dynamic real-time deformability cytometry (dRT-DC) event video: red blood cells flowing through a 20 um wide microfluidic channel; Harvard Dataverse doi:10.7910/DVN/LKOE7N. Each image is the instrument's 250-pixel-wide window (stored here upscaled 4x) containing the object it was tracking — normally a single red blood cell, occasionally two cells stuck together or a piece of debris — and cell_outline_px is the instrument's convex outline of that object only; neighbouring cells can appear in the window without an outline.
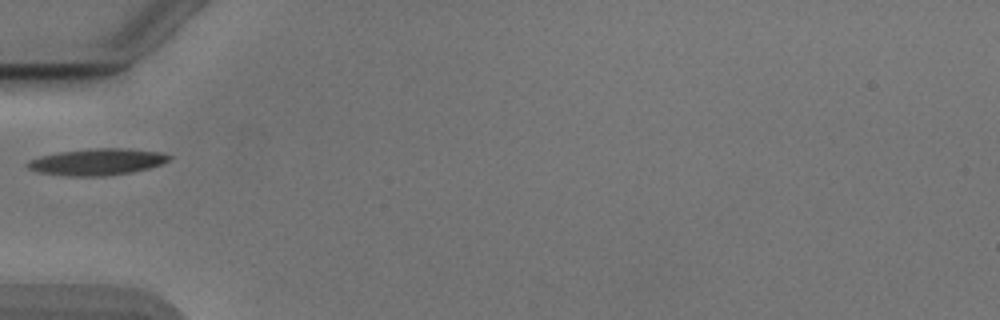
{"species": "Egyptian fruit bat (a non-hibernating species)", "species_latin": "Rousettus aegyptiacus", "temperature_condition": "cold", "stored_images_in_passage": 36, "camera_frame_rate_fps": 3000, "um_per_image_px": 0.085, "animal": {"sex": "male"}, "frame": {"image": 1, "passage_image": 1, "time_ms": 0.0, "image_size_px": [1000, 320], "cell_outline_px": [[172, 156], [164, 164], [132, 172], [104, 176], [72, 176], [40, 172], [28, 168], [24, 164], [28, 160], [40, 156], [60, 152], [92, 148], [124, 148], [164, 152]], "centroid_in_image_um": [8.29, 13.75], "position_along_channel_um": 76.7, "area_um2": 21.96}}
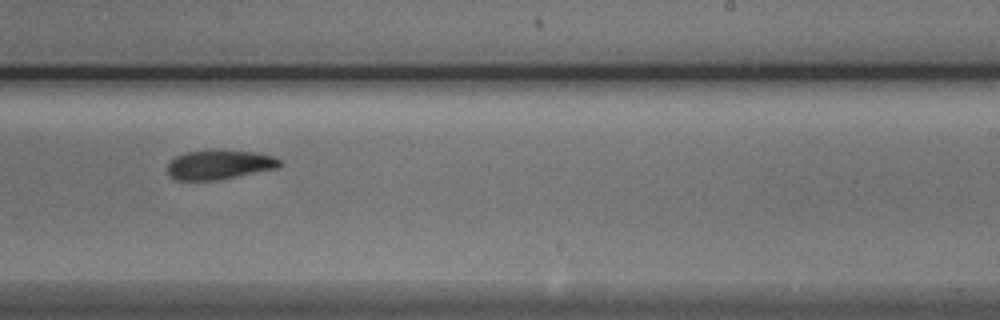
{"frame": {"image": 2, "passage_image": 16, "time_ms": 5.0, "image_size_px": [1000, 320], "cell_outline_px": [[284, 164], [280, 168], [220, 180], [176, 180], [168, 176], [168, 164], [176, 156], [184, 152], [220, 148], [256, 152], [272, 156], [280, 160]], "centroid_in_image_um": [18.68, 13.98], "position_along_channel_um": 270.3, "area_um2": 19.94}}
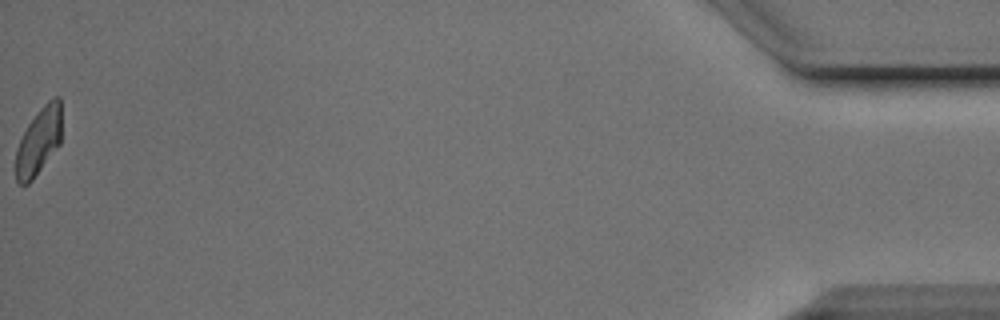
{"frame": {"image": 3, "passage_image": 36, "time_ms": 11.667, "image_size_px": [1000, 320], "cell_outline_px": [[60, 144], [32, 180], [28, 184], [20, 184], [16, 180], [16, 148], [28, 124], [40, 108], [48, 100], [56, 96], [60, 96]], "centroid_in_image_um": [3.28, 12.0], "position_along_channel_um": 431.9, "area_um2": 17.63}}